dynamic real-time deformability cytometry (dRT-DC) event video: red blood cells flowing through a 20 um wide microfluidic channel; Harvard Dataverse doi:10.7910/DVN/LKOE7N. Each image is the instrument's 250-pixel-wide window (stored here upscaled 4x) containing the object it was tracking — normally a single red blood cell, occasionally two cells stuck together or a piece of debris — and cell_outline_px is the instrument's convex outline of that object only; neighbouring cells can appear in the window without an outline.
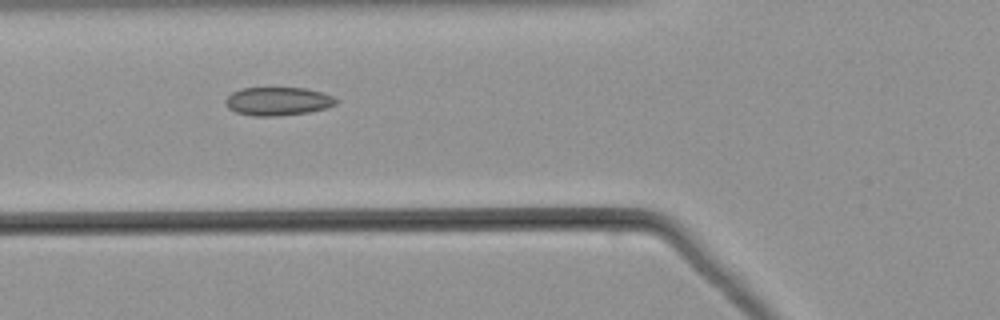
{"species": "common noctule bat (a hibernating species)", "species_latin": "Nyctalus noctula", "temperature_condition": "warm", "stored_images_in_passage": 23, "camera_frame_rate_fps": 3000, "um_per_image_px": 0.085, "animal": {"sex": "male", "body_mass_g": 21.5, "forearm_length_mm": 52.0}, "frame": {"image": 1, "passage_image": 16, "time_ms": 5.0, "image_size_px": [1000, 320], "cell_outline_px": [[340, 100], [336, 104], [328, 108], [308, 112], [276, 116], [252, 116], [236, 112], [228, 108], [224, 104], [224, 100], [232, 92], [240, 88], [308, 88], [332, 96]], "centroid_in_image_um": [23.61, 8.61], "position_along_channel_um": 102.2, "area_um2": 18.44}}
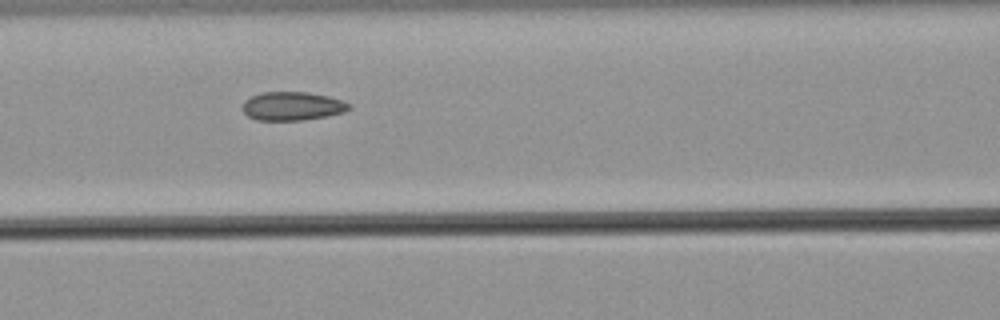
{"frame": {"image": 2, "passage_image": 19, "time_ms": 6.0, "image_size_px": [1000, 320], "cell_outline_px": [[352, 108], [344, 112], [304, 120], [256, 120], [248, 116], [244, 112], [244, 100], [260, 92], [308, 92], [328, 96], [352, 104]], "centroid_in_image_um": [24.86, 9.01], "position_along_channel_um": 141.7, "area_um2": 17.69}}